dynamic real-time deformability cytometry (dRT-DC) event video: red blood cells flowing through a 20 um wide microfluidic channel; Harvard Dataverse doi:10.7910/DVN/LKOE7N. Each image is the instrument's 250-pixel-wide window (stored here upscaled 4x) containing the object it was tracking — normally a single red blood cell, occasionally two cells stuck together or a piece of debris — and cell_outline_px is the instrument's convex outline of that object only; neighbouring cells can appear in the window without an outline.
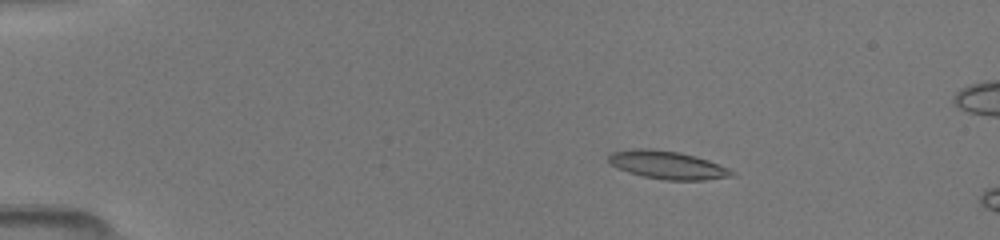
{"species": "common noctule bat (a hibernating species)", "species_latin": "Nyctalus noctula", "temperature_condition": "room temperature", "stored_images_in_passage": 12, "camera_frame_rate_fps": 3000, "um_per_image_px": 0.085, "animal": {"sex": "female", "body_mass_g": 19.5, "forearm_length_mm": 54.1}, "frame": {"image": 1, "passage_image": 6, "time_ms": 1.667, "image_size_px": [1000, 240], "cell_outline_px": [[736, 172], [732, 176], [704, 180], [664, 180], [644, 176], [628, 172], [616, 168], [608, 160], [608, 156], [612, 152], [632, 148], [648, 148], [680, 152], [696, 156], [708, 160], [728, 168]], "centroid_in_image_um": [56.72, 14.02], "position_along_channel_um": 28.3, "area_um2": 20.17}}